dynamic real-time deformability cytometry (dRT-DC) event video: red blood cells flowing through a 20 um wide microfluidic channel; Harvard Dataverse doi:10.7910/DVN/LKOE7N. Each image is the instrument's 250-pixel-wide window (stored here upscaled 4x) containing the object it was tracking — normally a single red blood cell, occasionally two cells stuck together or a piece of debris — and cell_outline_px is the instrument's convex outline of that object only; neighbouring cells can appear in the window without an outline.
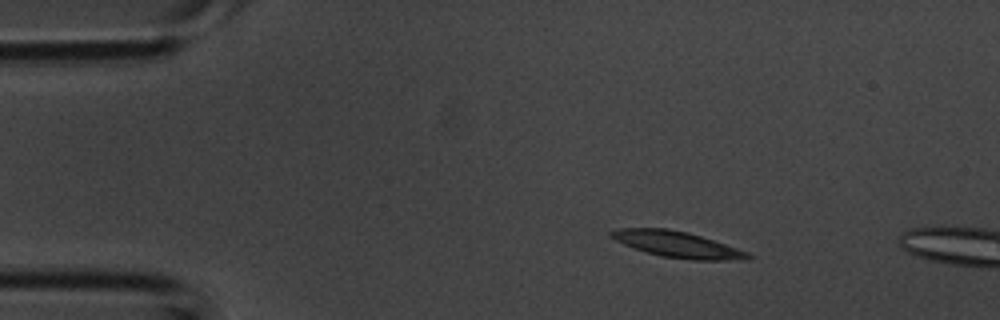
{"species": "common noctule bat (a hibernating species)", "species_latin": "Nyctalus noctula", "temperature_condition": "room temperature", "stored_images_in_passage": 3, "camera_frame_rate_fps": 3000, "um_per_image_px": 0.085, "animal": {"sex": "male", "body_mass_g": 20.1, "forearm_length_mm": 53.5}, "frame": {"image": 1, "passage_image": 2, "time_ms": 0.333, "image_size_px": [1000, 320], "cell_outline_px": [[756, 256], [748, 260], [692, 260], [660, 256], [624, 244], [608, 236], [608, 232], [616, 228], [668, 228], [688, 232], [748, 252]], "centroid_in_image_um": [57.58, 20.78], "position_along_channel_um": 27.4, "area_um2": 20.75}}